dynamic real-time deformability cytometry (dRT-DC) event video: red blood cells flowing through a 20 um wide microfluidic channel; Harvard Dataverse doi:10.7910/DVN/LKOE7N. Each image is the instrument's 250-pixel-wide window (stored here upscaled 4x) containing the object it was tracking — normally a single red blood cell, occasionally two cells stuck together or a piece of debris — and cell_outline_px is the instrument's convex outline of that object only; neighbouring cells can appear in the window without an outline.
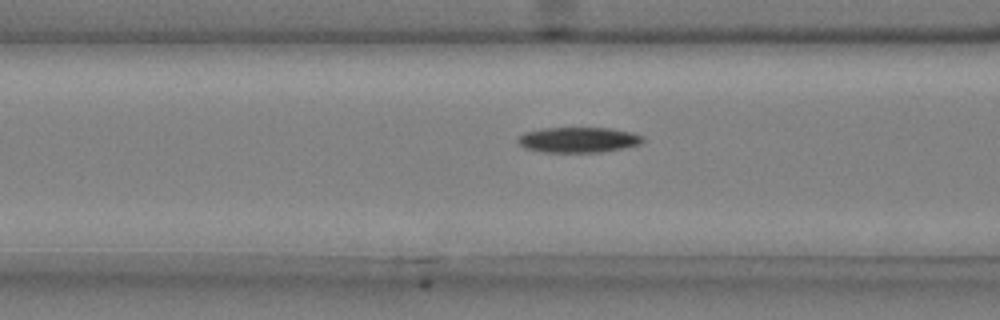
{"species": "common noctule bat (a hibernating species)", "species_latin": "Nyctalus noctula", "temperature_condition": "cold", "stored_images_in_passage": 49, "camera_frame_rate_fps": 3000, "um_per_image_px": 0.085, "animal": {"sex": "male", "body_mass_g": 20.4}, "frame": {"image": 1, "passage_image": 21, "time_ms": 6.667, "image_size_px": [1000, 320], "cell_outline_px": [[644, 140], [640, 144], [600, 152], [544, 152], [528, 148], [520, 144], [516, 140], [524, 132], [544, 128], [612, 128], [632, 132], [644, 136]], "centroid_in_image_um": [49.18, 11.87], "position_along_channel_um": 117.4, "area_um2": 18.32}}
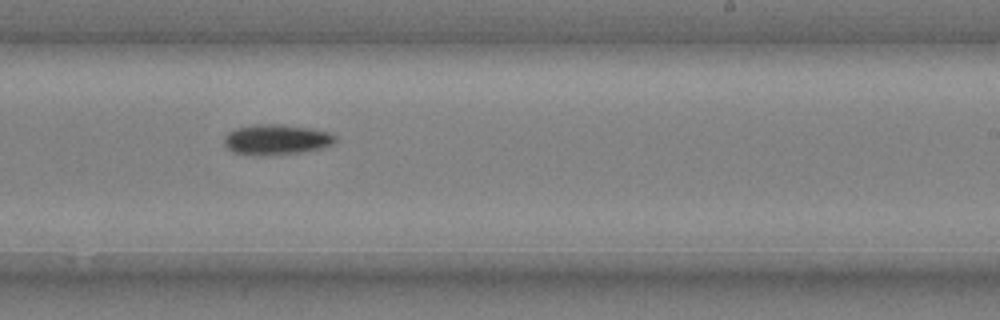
{"frame": {"image": 2, "passage_image": 33, "time_ms": 10.667, "image_size_px": [1000, 320], "cell_outline_px": [[336, 140], [332, 144], [320, 148], [304, 152], [272, 156], [252, 156], [232, 152], [224, 144], [224, 136], [232, 128], [256, 124], [280, 124], [312, 128], [328, 132], [336, 136]], "centroid_in_image_um": [23.44, 11.87], "position_along_channel_um": 265.6, "area_um2": 20.17}}
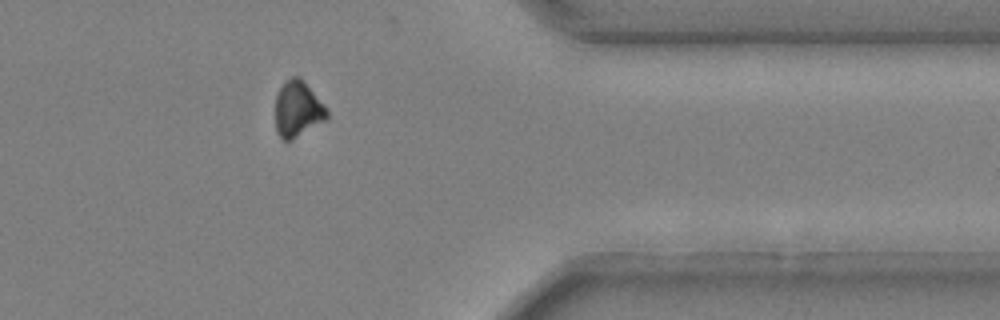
{"frame": {"image": 3, "passage_image": 44, "time_ms": 14.333, "image_size_px": [1000, 320], "cell_outline_px": [[328, 120], [292, 140], [284, 140], [276, 132], [276, 96], [280, 88], [292, 76], [300, 76], [304, 80], [324, 104], [328, 112]], "centroid_in_image_um": [25.34, 9.29], "position_along_channel_um": 386.1, "area_um2": 16.94}, "authors_computed_cell_mechanics": {"area_um2": 18.4382, "velocity_mm_per_s": 3.7089, "shape_relaxation_time_tau1_ms": 6.0783, "shape_relaxation_time_tau2_ms": null, "deformation_change_tau1": 0.1605, "deformation_change_tau2": null}}